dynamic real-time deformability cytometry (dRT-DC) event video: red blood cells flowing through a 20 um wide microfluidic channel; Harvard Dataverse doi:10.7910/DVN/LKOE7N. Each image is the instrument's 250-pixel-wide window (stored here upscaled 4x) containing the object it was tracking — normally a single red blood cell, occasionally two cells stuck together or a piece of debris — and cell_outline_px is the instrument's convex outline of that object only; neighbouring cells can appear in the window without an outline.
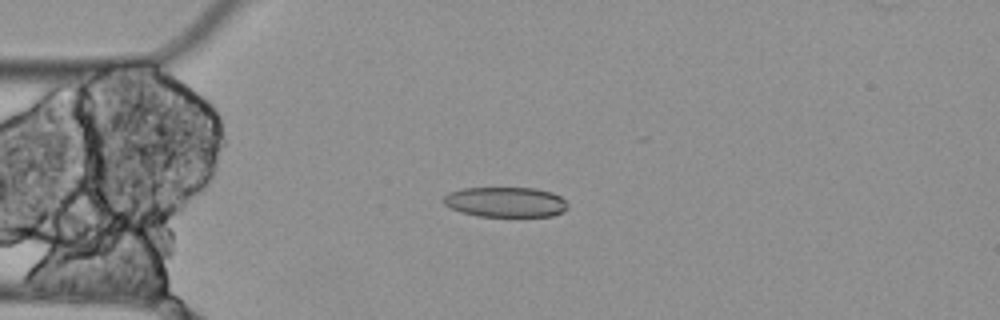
{"species": "Egyptian fruit bat (a non-hibernating species)", "species_latin": "Rousettus aegyptiacus", "temperature_condition": "cold", "stored_images_in_passage": 4, "camera_frame_rate_fps": 3000, "um_per_image_px": 0.085, "animal": {"sex": "female"}, "frame": {"image": 1, "passage_image": 3, "time_ms": 0.667, "image_size_px": [1000, 320], "cell_outline_px": [[568, 208], [564, 212], [552, 216], [476, 216], [460, 212], [444, 204], [440, 200], [448, 192], [464, 188], [536, 188], [552, 192], [560, 196], [568, 204]], "centroid_in_image_um": [42.97, 17.17], "position_along_channel_um": 42.0, "area_um2": 22.02}}